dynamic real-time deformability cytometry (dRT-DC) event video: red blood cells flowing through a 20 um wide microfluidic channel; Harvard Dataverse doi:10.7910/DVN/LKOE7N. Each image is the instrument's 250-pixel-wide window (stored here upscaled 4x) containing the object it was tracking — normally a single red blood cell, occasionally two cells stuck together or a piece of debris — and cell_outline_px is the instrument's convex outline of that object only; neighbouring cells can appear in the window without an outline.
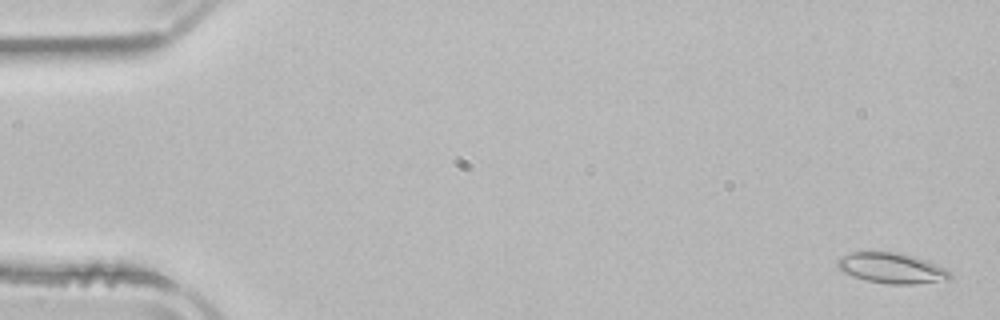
{"species": "common noctule bat (a hibernating species)", "species_latin": "Nyctalus noctula", "temperature_condition": "room temperature", "stored_images_in_passage": 53, "camera_frame_rate_fps": 3000, "um_per_image_px": 0.085, "animal": {"sex": "male", "body_mass_g": 21.5, "forearm_length_mm": 52.0}, "frame": {"image": 1, "passage_image": 2, "time_ms": 0.333, "image_size_px": [1000, 320], "cell_outline_px": [[952, 280], [916, 284], [888, 284], [864, 280], [852, 276], [836, 268], [836, 260], [840, 256], [852, 252], [900, 252], [916, 256], [928, 260], [944, 268], [952, 276]], "centroid_in_image_um": [75.79, 22.79], "position_along_channel_um": 9.2, "area_um2": 20.4}}
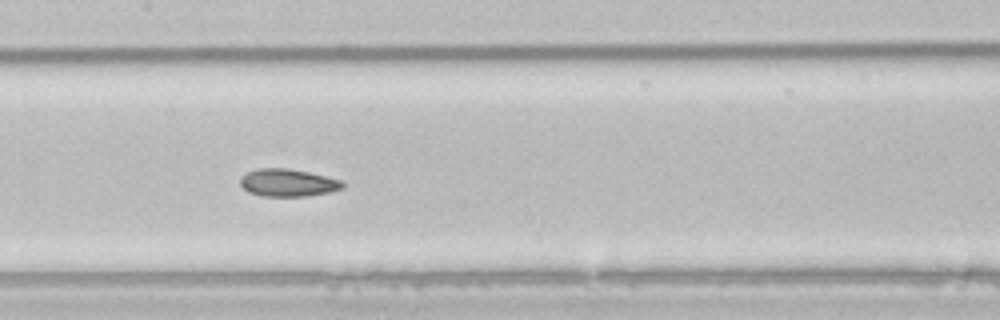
{"frame": {"image": 2, "passage_image": 26, "time_ms": 8.333, "image_size_px": [1000, 320], "cell_outline_px": [[344, 188], [328, 192], [308, 196], [260, 196], [248, 192], [240, 184], [240, 176], [256, 168], [288, 168], [308, 172], [340, 180], [344, 184]], "centroid_in_image_um": [24.43, 15.53], "position_along_channel_um": 183.0, "area_um2": 16.42}}
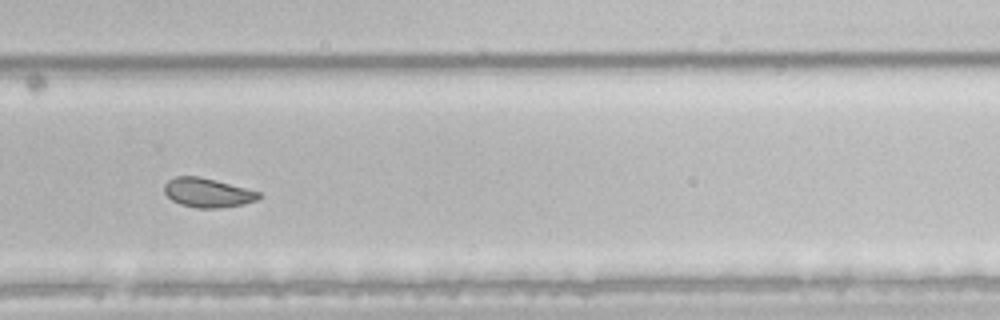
{"frame": {"image": 3, "passage_image": 36, "time_ms": 11.667, "image_size_px": [1000, 320], "cell_outline_px": [[260, 196], [256, 200], [244, 204], [216, 208], [196, 208], [180, 204], [172, 200], [164, 192], [164, 184], [168, 180], [176, 176], [200, 176], [216, 180], [260, 192]], "centroid_in_image_um": [17.61, 16.37], "position_along_channel_um": 312.2, "area_um2": 16.01}, "authors_computed_cell_mechanics": {"area_um2": 18.2648, "velocity_mm_per_s": 3.8954, "shape_relaxation_time_tau1_ms": null, "shape_relaxation_time_tau2_ms": 2.1812, "deformation_change_tau1": null, "deformation_change_tau2": 0.0565}}